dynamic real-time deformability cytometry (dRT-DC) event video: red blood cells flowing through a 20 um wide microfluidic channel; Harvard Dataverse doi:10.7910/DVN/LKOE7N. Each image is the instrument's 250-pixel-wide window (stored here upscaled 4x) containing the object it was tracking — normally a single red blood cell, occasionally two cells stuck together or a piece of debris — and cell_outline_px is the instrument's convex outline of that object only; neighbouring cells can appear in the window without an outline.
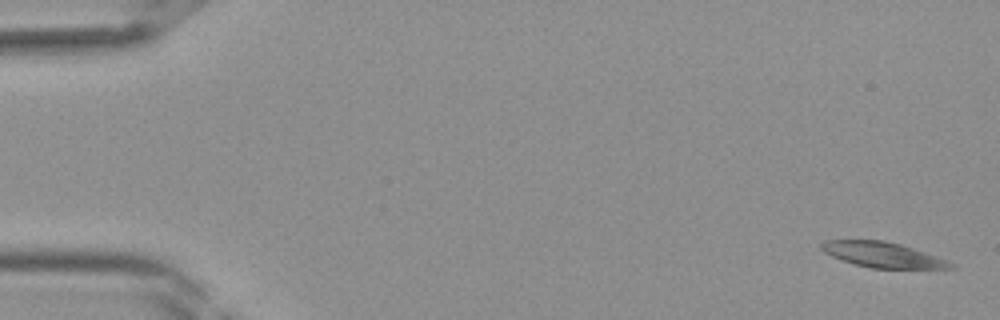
{"species": "Egyptian fruit bat (a non-hibernating species)", "species_latin": "Rousettus aegyptiacus", "temperature_condition": "room temperature", "stored_images_in_passage": 40, "camera_frame_rate_fps": 3000, "um_per_image_px": 0.085, "frame": {"image": 1, "passage_image": 1, "time_ms": 0.0, "image_size_px": [1000, 320], "cell_outline_px": [[956, 268], [872, 268], [840, 260], [824, 252], [820, 248], [820, 244], [824, 240], [884, 240], [900, 244], [936, 256], [956, 264]], "centroid_in_image_um": [75.0, 21.65], "position_along_channel_um": 10.0, "area_um2": 18.9}}
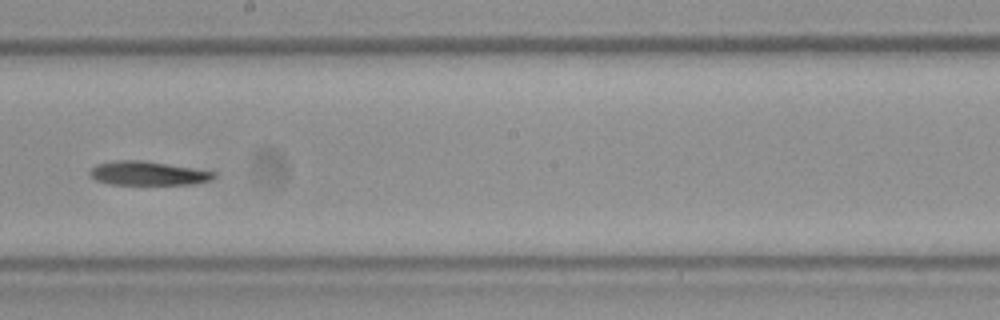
{"frame": {"image": 2, "passage_image": 23, "time_ms": 7.333, "image_size_px": [1000, 320], "cell_outline_px": [[216, 176], [212, 180], [196, 184], [108, 184], [96, 180], [88, 176], [88, 172], [96, 164], [116, 160], [144, 160], [216, 172]], "centroid_in_image_um": [12.55, 14.73], "position_along_channel_um": 235.7, "area_um2": 17.4}}
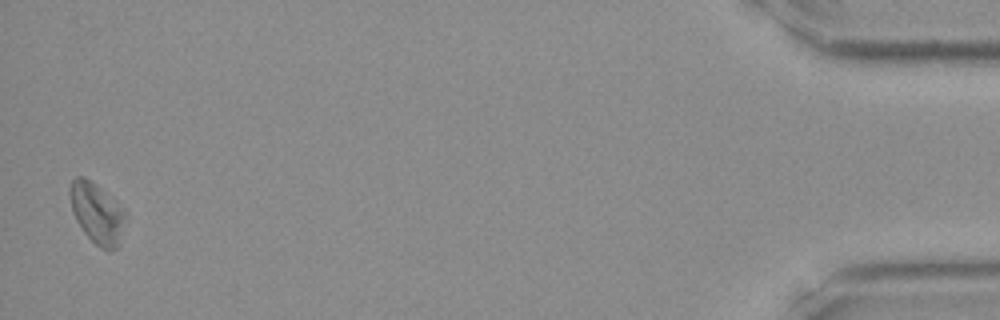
{"frame": {"image": 3, "passage_image": 40, "time_ms": 13.0, "image_size_px": [1000, 320], "cell_outline_px": [[128, 216], [120, 244], [116, 248], [108, 252], [100, 248], [84, 232], [76, 220], [72, 212], [68, 196], [68, 188], [72, 180], [76, 176], [84, 176], [100, 188]], "centroid_in_image_um": [8.22, 18.15], "position_along_channel_um": 427.0, "area_um2": 19.71}}